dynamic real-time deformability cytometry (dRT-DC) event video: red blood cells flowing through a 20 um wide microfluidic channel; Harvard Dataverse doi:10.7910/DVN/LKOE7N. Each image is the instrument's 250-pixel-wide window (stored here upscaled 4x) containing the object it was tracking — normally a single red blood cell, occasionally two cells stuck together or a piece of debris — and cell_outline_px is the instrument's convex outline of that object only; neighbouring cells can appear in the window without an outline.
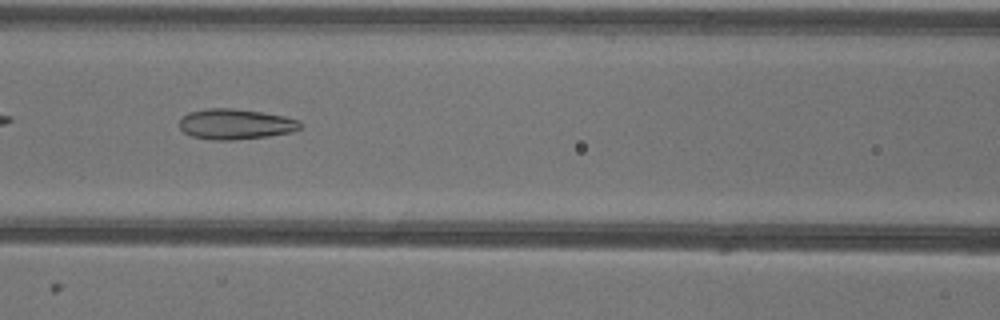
{"species": "common noctule bat (a hibernating species)", "species_latin": "Nyctalus noctula", "temperature_condition": "warm", "stored_images_in_passage": 43, "camera_frame_rate_fps": 3000, "um_per_image_px": 0.085, "animal": {"sex": "female"}, "frame": {"image": 1, "passage_image": 13, "time_ms": 4.0, "image_size_px": [1000, 320], "cell_outline_px": [[300, 128], [292, 132], [268, 136], [232, 140], [212, 140], [192, 136], [184, 132], [180, 128], [180, 120], [188, 112], [208, 108], [232, 108], [260, 112], [284, 116], [300, 120]], "centroid_in_image_um": [20.01, 10.55], "position_along_channel_um": 146.6, "area_um2": 21.33}}
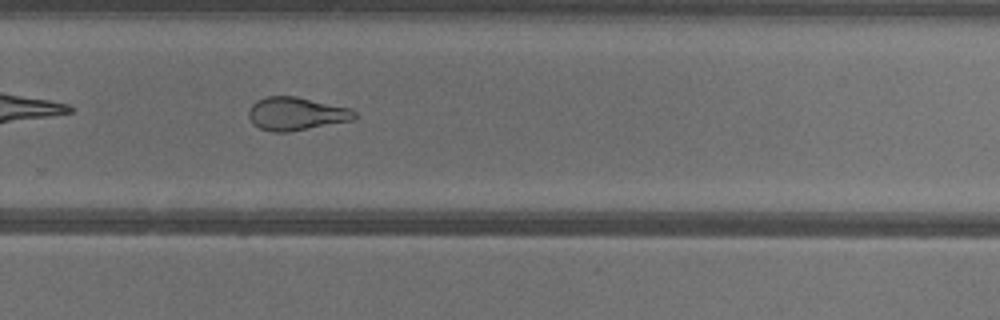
{"frame": {"image": 2, "passage_image": 25, "time_ms": 8.0, "image_size_px": [1000, 320], "cell_outline_px": [[356, 116], [352, 120], [288, 132], [272, 132], [260, 128], [252, 124], [248, 116], [248, 112], [252, 104], [256, 100], [268, 96], [296, 96], [352, 108], [356, 112]], "centroid_in_image_um": [25.16, 9.66], "position_along_channel_um": 304.6, "area_um2": 20.52}}
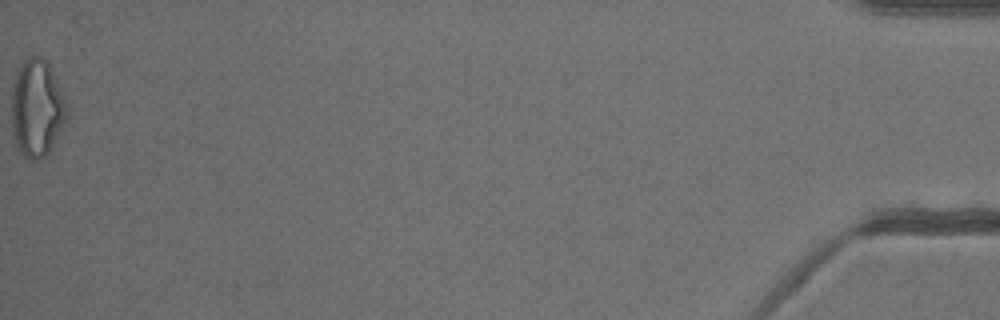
{"frame": {"image": 3, "passage_image": 43, "time_ms": 14.0, "image_size_px": [1000, 320], "cell_outline_px": [[68, 116], [48, 152], [44, 156], [36, 160], [28, 160], [16, 148], [12, 132], [12, 88], [16, 76], [24, 60], [28, 56], [40, 56], [48, 64], [68, 104]], "centroid_in_image_um": [3.13, 9.23], "position_along_channel_um": 432.1, "area_um2": 31.15}, "authors_computed_cell_mechanics": {"area_um2": 22.7154, "velocity_mm_per_s": 3.9751, "shape_relaxation_time_tau1_ms": null, "shape_relaxation_time_tau2_ms": 2.3154, "deformation_change_tau1": null, "deformation_change_tau2": 0.1123}}